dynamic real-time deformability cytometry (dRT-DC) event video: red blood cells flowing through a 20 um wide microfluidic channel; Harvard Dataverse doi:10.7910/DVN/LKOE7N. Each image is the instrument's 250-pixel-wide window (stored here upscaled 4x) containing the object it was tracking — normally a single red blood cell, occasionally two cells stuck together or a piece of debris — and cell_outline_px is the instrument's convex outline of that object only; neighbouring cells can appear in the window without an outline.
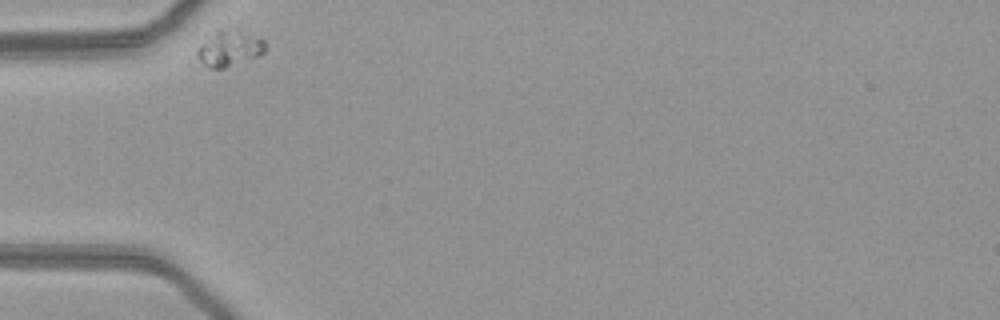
{"species": "common noctule bat (a hibernating species)", "species_latin": "Nyctalus noctula", "temperature_condition": "warm", "stored_images_in_passage": 31, "camera_frame_rate_fps": 3000, "um_per_image_px": 0.085, "animal": {"sex": "female", "body_mass_g": 21.9}, "frame": {"image": 1, "passage_image": 1, "time_ms": 0.0, "image_size_px": [1000, 320], "cell_outline_px": [[268, 44], [264, 52], [256, 56], [224, 68], [192, 68], [188, 64], [196, 48], [216, 28], [220, 28], [240, 32], [264, 40]], "centroid_in_image_um": [19.23, 4.2], "position_along_channel_um": 65.8, "area_um2": 15.14}}
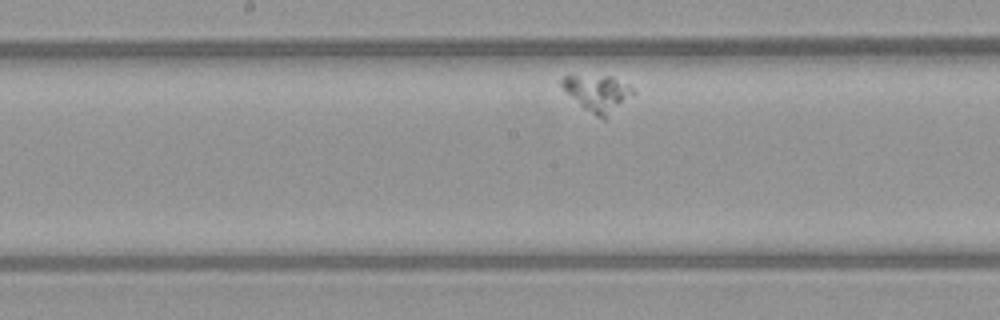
{"frame": {"image": 2, "passage_image": 14, "time_ms": 4.333, "image_size_px": [1000, 320], "cell_outline_px": [[636, 92], [632, 96], [604, 120], [596, 116], [584, 108], [564, 92], [560, 84], [560, 80], [564, 76], [612, 76], [628, 84]], "centroid_in_image_um": [50.79, 7.92], "position_along_channel_um": 197.4, "area_um2": 15.14}}
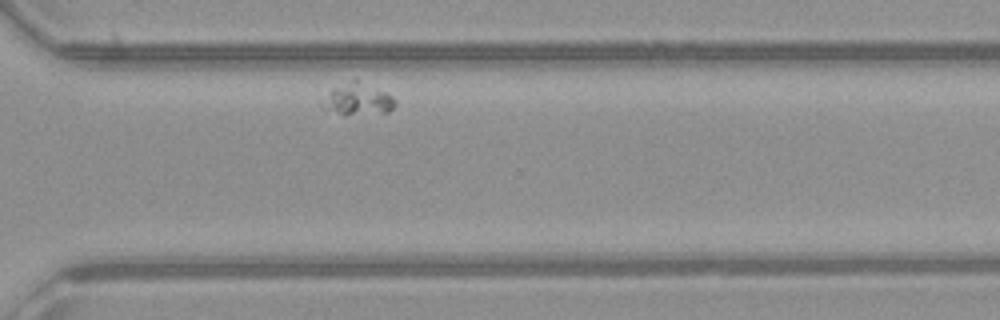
{"frame": {"image": 3, "passage_image": 27, "time_ms": 8.667, "image_size_px": [1000, 320], "cell_outline_px": [[396, 104], [388, 112], [344, 116], [324, 108], [320, 104], [320, 100], [332, 88], [356, 76], [388, 92], [396, 100]], "centroid_in_image_um": [30.4, 8.39], "position_along_channel_um": 340.2, "area_um2": 14.39}}